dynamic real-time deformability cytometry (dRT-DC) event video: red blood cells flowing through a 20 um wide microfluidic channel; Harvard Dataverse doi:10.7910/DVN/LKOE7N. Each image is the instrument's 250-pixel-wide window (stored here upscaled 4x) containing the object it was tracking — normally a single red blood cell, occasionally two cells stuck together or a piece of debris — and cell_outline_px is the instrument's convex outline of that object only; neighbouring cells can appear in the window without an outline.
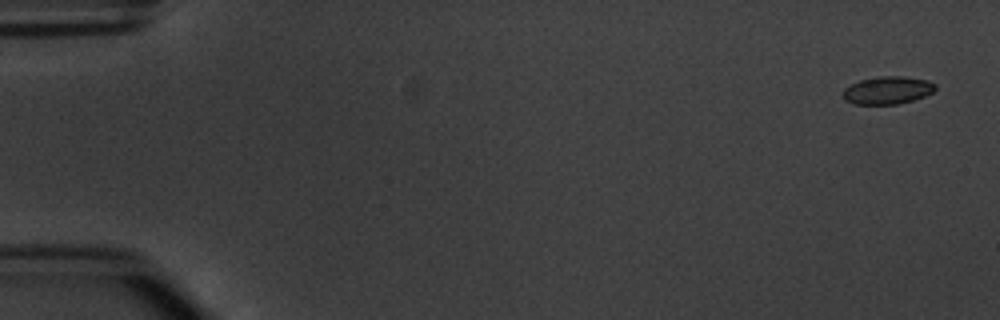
{"species": "common noctule bat (a hibernating species)", "species_latin": "Nyctalus noctula", "temperature_condition": "warm", "stored_images_in_passage": 4, "camera_frame_rate_fps": 3000, "um_per_image_px": 0.085, "animal": {"sex": "male", "body_mass_g": 20.1, "forearm_length_mm": 53.5}, "frame": {"image": 1, "passage_image": 1, "time_ms": 0.0, "image_size_px": [1000, 320], "cell_outline_px": [[936, 88], [932, 92], [924, 96], [912, 100], [896, 104], [856, 104], [844, 100], [844, 88], [860, 80], [876, 76], [904, 76], [928, 80], [936, 84]], "centroid_in_image_um": [75.45, 7.66], "position_along_channel_um": 9.5, "area_um2": 14.85}}
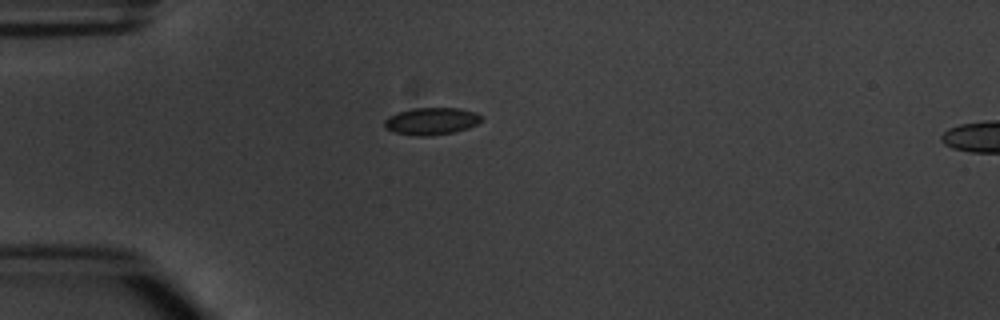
{"frame": {"image": 2, "passage_image": 4, "time_ms": 4.333, "image_size_px": [1000, 320], "cell_outline_px": [[484, 120], [468, 128], [452, 132], [428, 136], [416, 136], [392, 132], [384, 124], [384, 120], [388, 116], [412, 108], [460, 108], [476, 112], [484, 116]], "centroid_in_image_um": [36.71, 10.29], "position_along_channel_um": 48.3, "area_um2": 15.43}}